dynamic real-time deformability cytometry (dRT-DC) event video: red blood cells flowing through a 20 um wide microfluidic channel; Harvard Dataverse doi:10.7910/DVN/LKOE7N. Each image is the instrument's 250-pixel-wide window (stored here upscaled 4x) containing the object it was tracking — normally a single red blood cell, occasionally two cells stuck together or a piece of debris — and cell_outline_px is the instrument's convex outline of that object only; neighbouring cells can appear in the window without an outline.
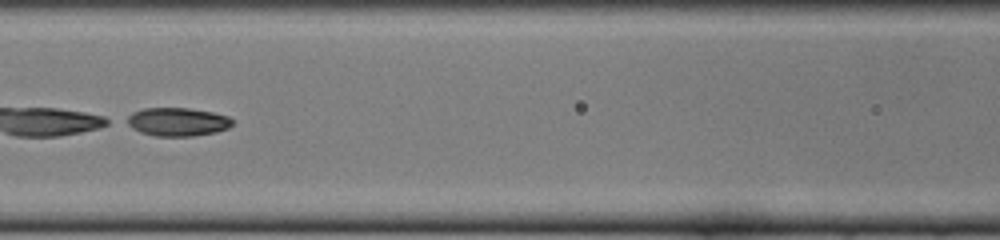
{"species": "common noctule bat (a hibernating species)", "species_latin": "Nyctalus noctula", "temperature_condition": "cold", "stored_images_in_passage": 44, "camera_frame_rate_fps": 3000, "um_per_image_px": 0.085, "animal": {"sex": "female", "body_mass_g": 22.0, "forearm_length_mm": 56.7}, "frame": {"image": 1, "passage_image": 22, "time_ms": 7.0, "image_size_px": [1000, 240], "cell_outline_px": [[232, 124], [228, 128], [216, 132], [192, 136], [156, 136], [140, 132], [124, 124], [120, 120], [132, 112], [144, 108], [188, 108], [212, 112], [228, 116], [232, 120]], "centroid_in_image_um": [14.99, 10.35], "position_along_channel_um": 151.6, "area_um2": 17.74}}
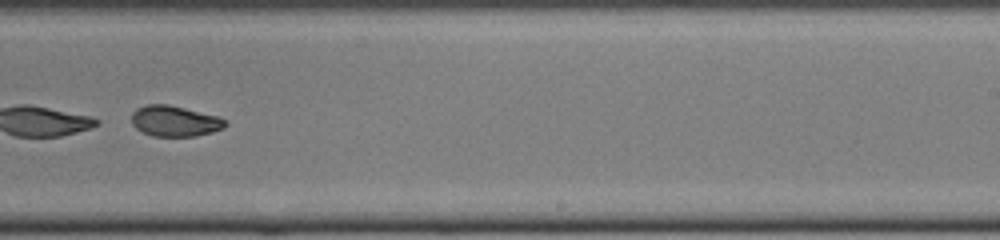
{"frame": {"image": 2, "passage_image": 31, "time_ms": 10.0, "image_size_px": [1000, 240], "cell_outline_px": [[228, 124], [224, 128], [212, 132], [196, 136], [152, 136], [136, 128], [132, 124], [132, 112], [136, 108], [148, 104], [168, 104], [220, 116]], "centroid_in_image_um": [14.87, 10.28], "position_along_channel_um": 274.1, "area_um2": 16.88}}
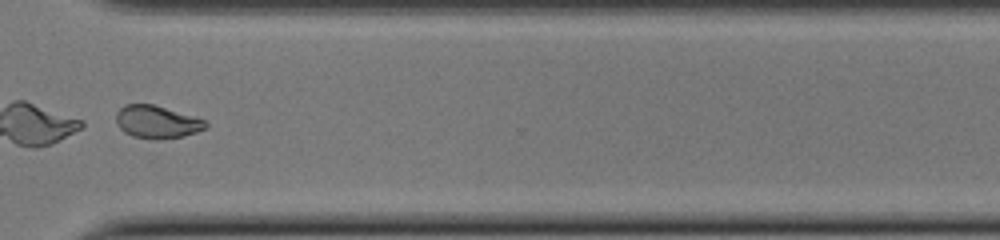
{"frame": {"image": 3, "passage_image": 37, "time_ms": 12.0, "image_size_px": [1000, 240], "cell_outline_px": [[208, 124], [204, 128], [196, 132], [184, 136], [160, 140], [152, 140], [132, 136], [124, 132], [116, 124], [116, 112], [124, 104], [152, 104], [204, 120]], "centroid_in_image_um": [13.28, 10.38], "position_along_channel_um": 357.3, "area_um2": 16.99}}